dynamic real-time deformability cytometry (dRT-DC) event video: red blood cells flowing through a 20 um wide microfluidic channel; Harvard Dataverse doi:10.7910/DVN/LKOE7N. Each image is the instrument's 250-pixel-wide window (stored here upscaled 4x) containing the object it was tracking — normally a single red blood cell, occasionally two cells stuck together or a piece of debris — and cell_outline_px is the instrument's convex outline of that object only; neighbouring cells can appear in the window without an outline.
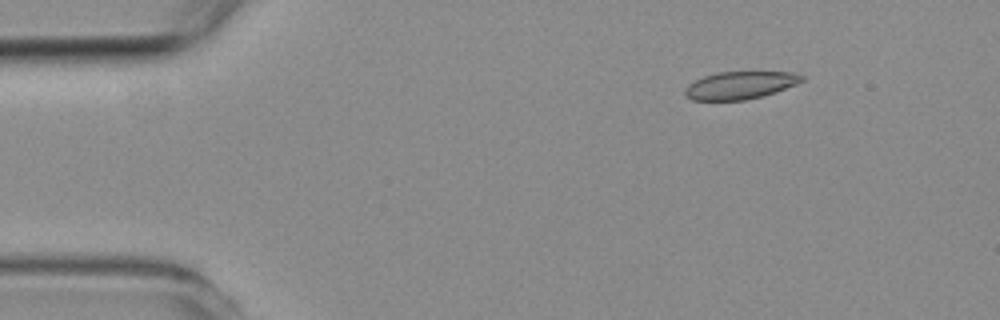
{"species": "common noctule bat (a hibernating species)", "species_latin": "Nyctalus noctula", "temperature_condition": "room temperature", "stored_images_in_passage": 4, "camera_frame_rate_fps": 3000, "um_per_image_px": 0.085, "animal": {"sex": "female", "body_mass_g": 19.3, "forearm_length_mm": 54.1}, "frame": {"image": 1, "passage_image": 4, "time_ms": 4.667, "image_size_px": [1000, 320], "cell_outline_px": [[804, 80], [796, 84], [776, 92], [764, 96], [744, 100], [692, 100], [684, 92], [684, 88], [688, 84], [704, 76], [716, 72], [796, 72], [804, 76]], "centroid_in_image_um": [62.93, 7.24], "position_along_channel_um": 22.1, "area_um2": 18.84}}